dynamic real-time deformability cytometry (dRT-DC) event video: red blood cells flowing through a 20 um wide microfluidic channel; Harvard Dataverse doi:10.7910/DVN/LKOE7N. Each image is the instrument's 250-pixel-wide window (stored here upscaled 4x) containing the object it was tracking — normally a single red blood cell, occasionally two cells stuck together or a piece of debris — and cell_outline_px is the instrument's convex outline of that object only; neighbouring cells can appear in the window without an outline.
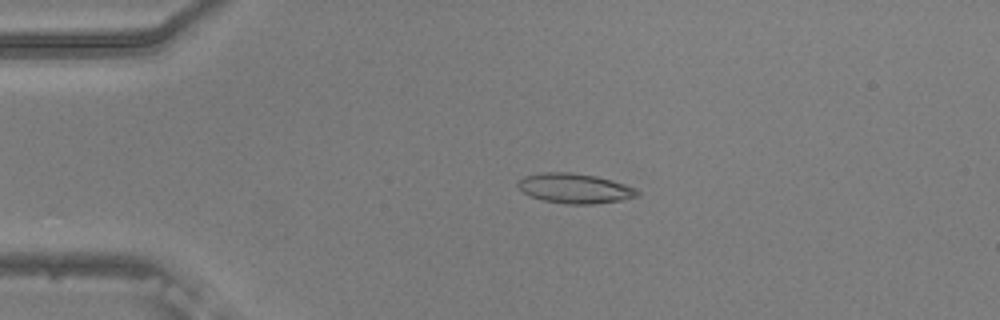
{"species": "common noctule bat (a hibernating species)", "species_latin": "Nyctalus noctula", "temperature_condition": "warm", "stored_images_in_passage": 22, "camera_frame_rate_fps": 3000, "um_per_image_px": 0.085, "animal": {"sex": "male", "body_mass_g": 20.5, "forearm_length_mm": 52.5}, "frame": {"image": 1, "passage_image": 7, "time_ms": 2.0, "image_size_px": [1000, 320], "cell_outline_px": [[640, 196], [620, 200], [592, 204], [564, 204], [544, 200], [532, 196], [524, 192], [516, 184], [524, 176], [544, 172], [568, 172], [596, 176], [612, 180], [636, 188], [640, 192]], "centroid_in_image_um": [48.89, 16.01], "position_along_channel_um": 36.1, "area_um2": 20.63}}
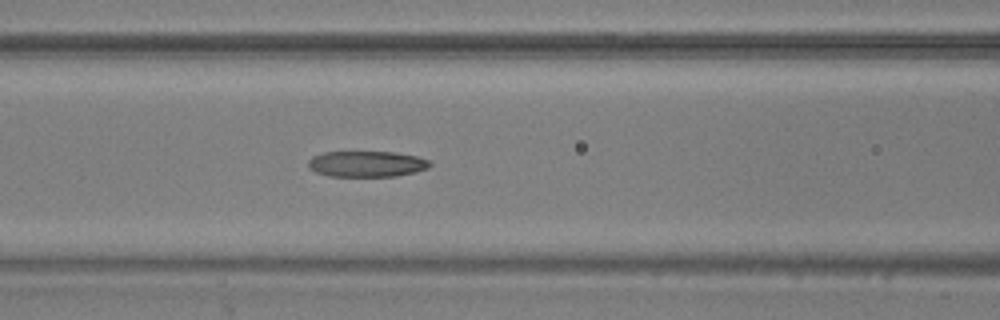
{"frame": {"image": 2, "passage_image": 18, "time_ms": 5.667, "image_size_px": [1000, 320], "cell_outline_px": [[432, 164], [428, 168], [416, 172], [396, 176], [328, 176], [316, 172], [308, 168], [308, 160], [312, 156], [324, 152], [396, 152], [416, 156], [432, 160]], "centroid_in_image_um": [31.19, 13.93], "position_along_channel_um": 135.4, "area_um2": 18.55}}
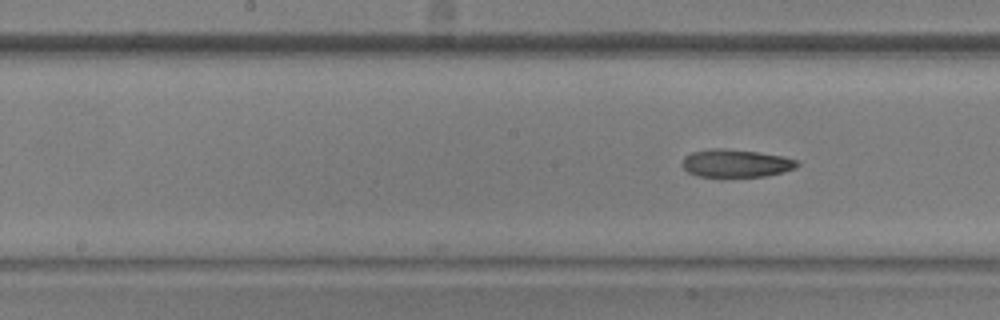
{"frame": {"image": 3, "passage_image": 22, "time_ms": 7.0, "image_size_px": [1000, 320], "cell_outline_px": [[800, 164], [796, 168], [784, 172], [764, 176], [700, 176], [688, 172], [680, 164], [684, 156], [692, 152], [708, 148], [724, 148], [756, 152], [784, 156], [796, 160]], "centroid_in_image_um": [62.54, 13.86], "position_along_channel_um": 185.7, "area_um2": 18.67}}